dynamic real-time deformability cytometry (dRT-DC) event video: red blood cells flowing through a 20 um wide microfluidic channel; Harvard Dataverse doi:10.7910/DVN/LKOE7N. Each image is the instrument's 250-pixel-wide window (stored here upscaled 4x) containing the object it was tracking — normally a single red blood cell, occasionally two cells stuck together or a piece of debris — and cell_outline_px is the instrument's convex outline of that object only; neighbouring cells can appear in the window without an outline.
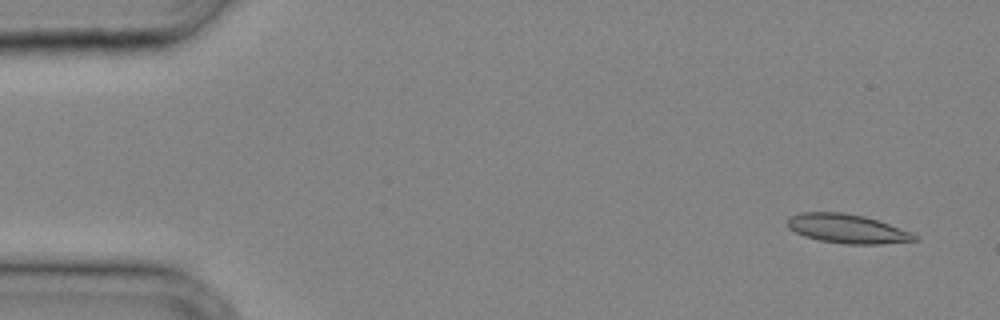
{"species": "common noctule bat (a hibernating species)", "species_latin": "Nyctalus noctula", "temperature_condition": "cold", "stored_images_in_passage": 13, "camera_frame_rate_fps": 3000, "um_per_image_px": 0.085, "animal": {"sex": "male", "body_mass_g": 20.4}, "frame": {"image": 1, "passage_image": 2, "time_ms": 0.333, "image_size_px": [1000, 320], "cell_outline_px": [[920, 240], [880, 244], [844, 244], [820, 240], [804, 236], [788, 228], [788, 216], [800, 212], [844, 212], [864, 216], [912, 232]], "centroid_in_image_um": [72.0, 19.44], "position_along_channel_um": 13.0, "area_um2": 21.5}}
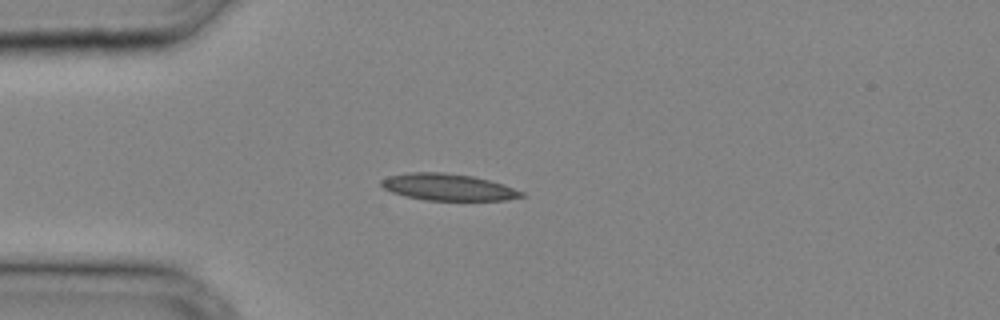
{"frame": {"image": 2, "passage_image": 9, "time_ms": 2.667, "image_size_px": [1000, 320], "cell_outline_px": [[524, 196], [504, 200], [424, 200], [404, 196], [392, 192], [384, 188], [380, 184], [380, 180], [388, 176], [412, 172], [440, 172], [472, 176], [504, 184], [524, 192]], "centroid_in_image_um": [38.06, 15.91], "position_along_channel_um": 46.9, "area_um2": 21.73}}
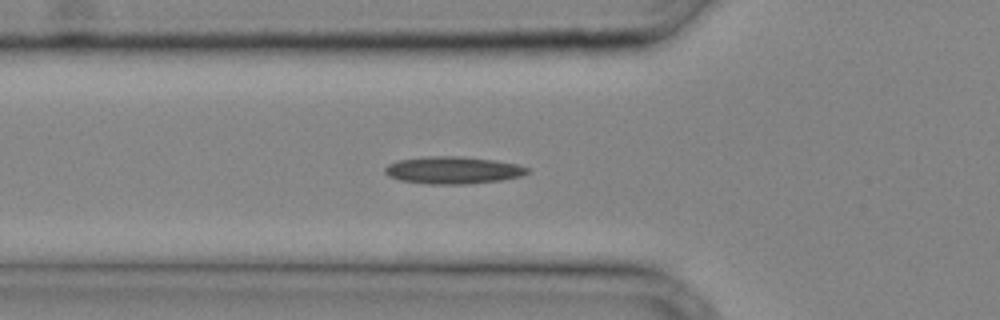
{"frame": {"image": 3, "passage_image": 12, "time_ms": 3.667, "image_size_px": [1000, 320], "cell_outline_px": [[532, 168], [528, 172], [520, 176], [500, 180], [468, 184], [428, 184], [400, 180], [388, 176], [384, 172], [384, 168], [388, 164], [400, 160], [428, 156], [464, 156], [496, 160], [516, 164]], "centroid_in_image_um": [38.51, 14.46], "position_along_channel_um": 87.3, "area_um2": 22.72}}